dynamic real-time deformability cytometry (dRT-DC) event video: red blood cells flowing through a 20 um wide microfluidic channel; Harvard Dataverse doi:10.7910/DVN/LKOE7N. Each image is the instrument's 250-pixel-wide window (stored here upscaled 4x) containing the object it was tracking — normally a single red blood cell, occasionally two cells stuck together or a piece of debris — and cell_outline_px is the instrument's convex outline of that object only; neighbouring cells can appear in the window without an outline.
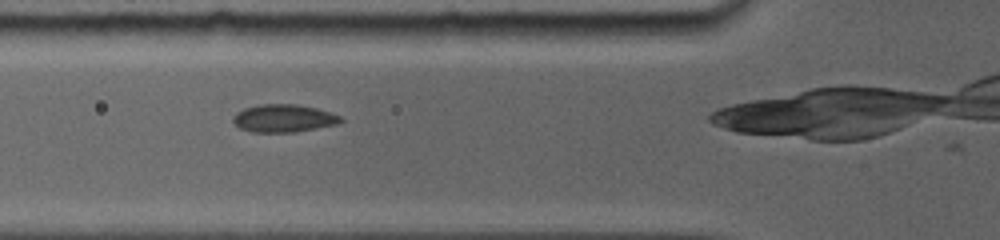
{"species": "common noctule bat (a hibernating species)", "species_latin": "Nyctalus noctula", "temperature_condition": "room temperature", "stored_images_in_passage": 56, "camera_frame_rate_fps": 5000, "um_per_image_px": 0.085, "animal": {"sex": "female", "body_mass_g": 19.0, "forearm_length_mm": 56.7}, "frame": {"image": 1, "passage_image": 12, "time_ms": 3.6, "image_size_px": [1000, 240], "cell_outline_px": [[344, 120], [340, 124], [296, 132], [252, 132], [240, 128], [232, 120], [232, 116], [236, 112], [244, 108], [260, 104], [296, 104], [316, 108], [340, 116]], "centroid_in_image_um": [24.11, 10.06], "position_along_channel_um": 101.7, "area_um2": 17.51}}
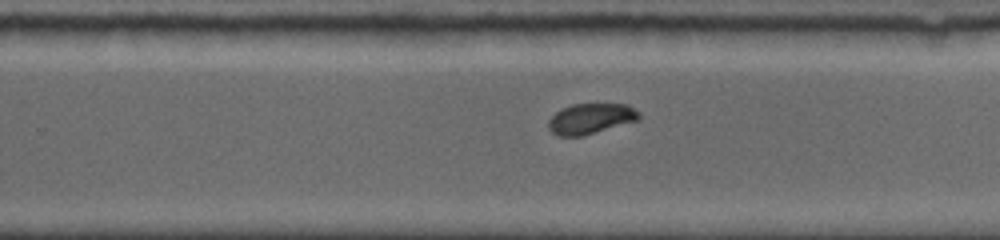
{"frame": {"image": 2, "passage_image": 34, "time_ms": 8.2, "image_size_px": [1000, 240], "cell_outline_px": [[640, 120], [584, 136], [556, 136], [548, 128], [548, 120], [556, 112], [572, 104], [628, 104], [640, 112]], "centroid_in_image_um": [50.24, 10.1], "position_along_channel_um": 279.6, "area_um2": 16.3}}
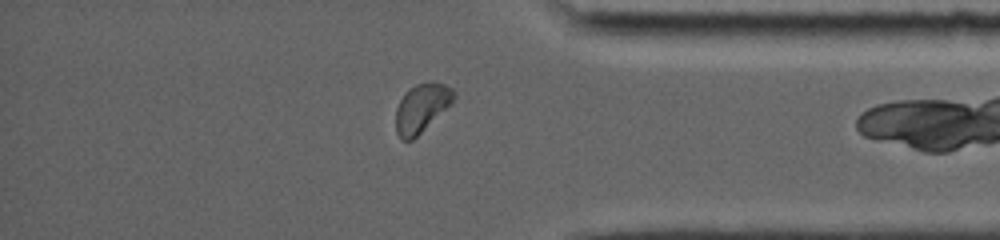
{"frame": {"image": 3, "passage_image": 50, "time_ms": 11.4, "image_size_px": [1000, 240], "cell_outline_px": [[456, 96], [452, 104], [412, 140], [400, 140], [396, 132], [396, 108], [404, 92], [408, 88], [416, 84], [428, 80], [432, 80], [444, 84], [452, 88], [456, 92]], "centroid_in_image_um": [35.85, 9.13], "position_along_channel_um": 399.3, "area_um2": 16.76}, "authors_computed_cell_mechanics": {"area_um2": 16.2996, "velocity_mm_per_s": 3.8759, "shape_relaxation_time_tau1_ms": 3.5039, "shape_relaxation_time_tau2_ms": null, "deformation_change_tau1": 0.0728, "deformation_change_tau2": null}}